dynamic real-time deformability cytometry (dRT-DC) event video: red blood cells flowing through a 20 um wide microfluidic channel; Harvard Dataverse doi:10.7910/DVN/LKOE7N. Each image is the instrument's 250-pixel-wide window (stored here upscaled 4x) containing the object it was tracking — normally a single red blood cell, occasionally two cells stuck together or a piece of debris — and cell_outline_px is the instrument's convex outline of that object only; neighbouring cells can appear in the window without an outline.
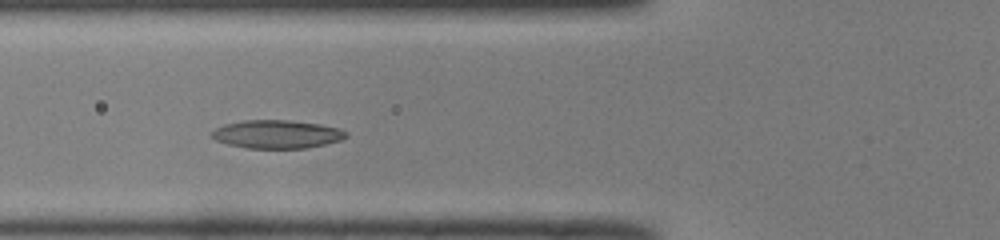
{"species": "common noctule bat (a hibernating species)", "species_latin": "Nyctalus noctula", "temperature_condition": "room temperature", "stored_images_in_passage": 42, "camera_frame_rate_fps": 3000, "um_per_image_px": 0.085, "animal": {"sex": "male", "body_mass_g": 19.0, "forearm_length_mm": 50.8}, "frame": {"image": 1, "passage_image": 12, "time_ms": 3.667, "image_size_px": [1000, 240], "cell_outline_px": [[348, 136], [340, 140], [324, 144], [304, 148], [248, 148], [228, 144], [216, 140], [208, 132], [224, 124], [244, 120], [288, 120], [320, 124], [340, 128], [348, 132]], "centroid_in_image_um": [23.53, 11.4], "position_along_channel_um": 102.3, "area_um2": 22.14}}
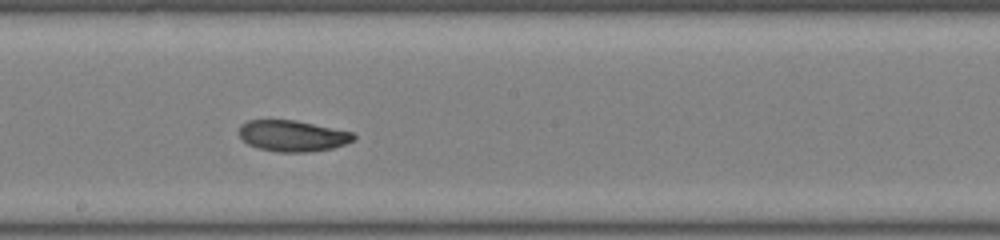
{"frame": {"image": 2, "passage_image": 21, "time_ms": 6.667, "image_size_px": [1000, 240], "cell_outline_px": [[356, 140], [332, 148], [308, 152], [276, 152], [256, 148], [248, 144], [240, 136], [240, 124], [248, 120], [296, 120], [352, 132], [356, 136]], "centroid_in_image_um": [24.87, 11.55], "position_along_channel_um": 223.3, "area_um2": 20.81}}
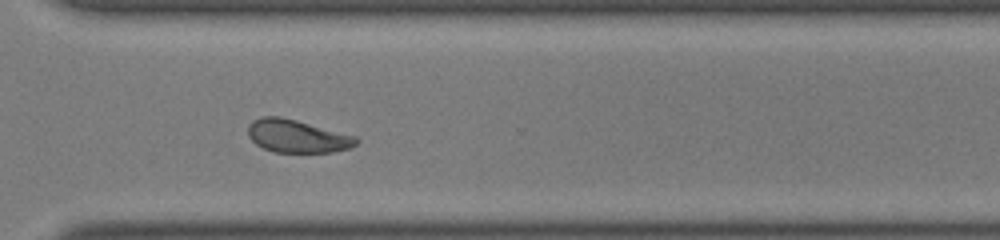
{"frame": {"image": 3, "passage_image": 30, "time_ms": 9.667, "image_size_px": [1000, 240], "cell_outline_px": [[360, 140], [352, 148], [332, 152], [272, 152], [256, 144], [248, 136], [248, 124], [252, 120], [264, 116], [280, 116], [296, 120], [356, 136]], "centroid_in_image_um": [25.26, 11.57], "position_along_channel_um": 345.3, "area_um2": 20.81}, "authors_computed_cell_mechanics": {"area_um2": 20.9236, "velocity_mm_per_s": 4.0543, "shape_relaxation_time_tau1_ms": 10.7668, "shape_relaxation_time_tau2_ms": 5.228, "deformation_change_tau1": 0.237, "deformation_change_tau2": 0.1044}}